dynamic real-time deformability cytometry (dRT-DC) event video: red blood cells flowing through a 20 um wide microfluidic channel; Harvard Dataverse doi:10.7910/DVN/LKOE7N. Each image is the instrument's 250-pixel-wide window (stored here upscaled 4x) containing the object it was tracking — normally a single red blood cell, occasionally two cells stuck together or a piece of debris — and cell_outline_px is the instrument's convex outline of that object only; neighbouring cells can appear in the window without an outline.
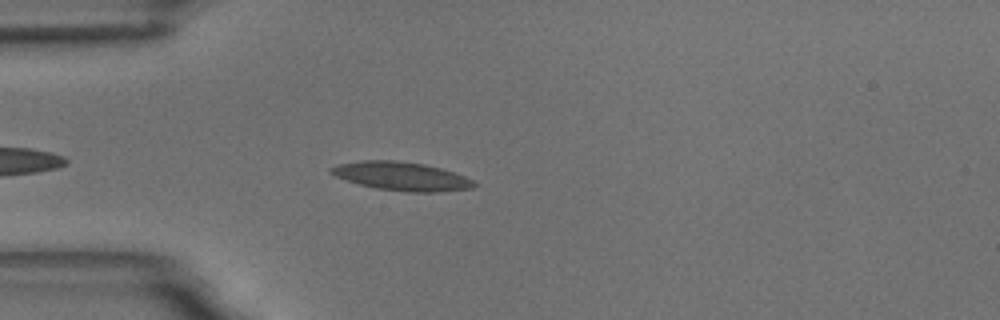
{"species": "common noctule bat (a hibernating species)", "species_latin": "Nyctalus noctula", "temperature_condition": "room temperature", "stored_images_in_passage": 1, "camera_frame_rate_fps": 3000, "um_per_image_px": 0.085, "animal": {"sex": "male", "body_mass_g": 18.8}, "frame": {"image": 1, "passage_image": 1, "time_ms": 0.0, "image_size_px": [1000, 320], "cell_outline_px": [[476, 184], [472, 188], [440, 192], [408, 192], [376, 188], [360, 184], [336, 176], [328, 172], [328, 168], [336, 164], [360, 160], [396, 160], [424, 164], [440, 168], [464, 176], [472, 180]], "centroid_in_image_um": [34.08, 14.97], "position_along_channel_um": 50.9, "area_um2": 23.76}}